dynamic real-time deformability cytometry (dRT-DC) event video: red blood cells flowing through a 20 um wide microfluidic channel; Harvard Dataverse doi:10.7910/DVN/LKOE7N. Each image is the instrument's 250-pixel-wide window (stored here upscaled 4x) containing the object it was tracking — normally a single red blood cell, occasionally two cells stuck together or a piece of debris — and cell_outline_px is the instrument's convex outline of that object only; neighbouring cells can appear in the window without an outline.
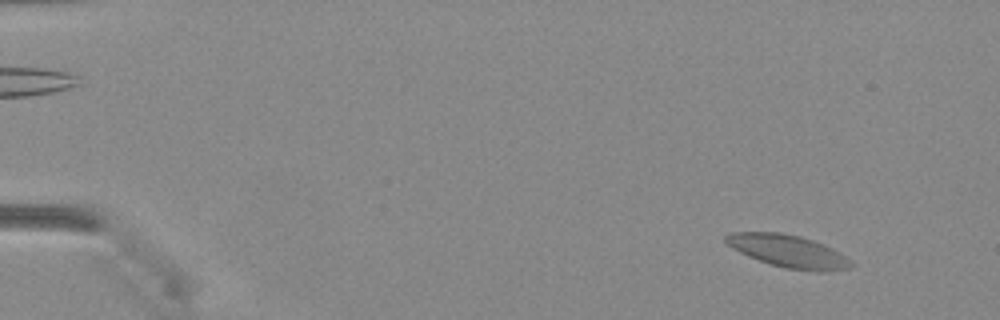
{"species": "Egyptian fruit bat (a non-hibernating species)", "species_latin": "Rousettus aegyptiacus", "temperature_condition": "warm", "stored_images_in_passage": 21, "camera_frame_rate_fps": 3000, "um_per_image_px": 0.085, "animal": {"sex": "female"}, "frame": {"image": 1, "passage_image": 3, "time_ms": 0.667, "image_size_px": [1000, 320], "cell_outline_px": [[852, 268], [820, 272], [784, 268], [748, 256], [732, 248], [724, 240], [724, 236], [728, 232], [780, 232], [800, 236], [824, 244], [840, 252], [852, 264]], "centroid_in_image_um": [66.98, 21.34], "position_along_channel_um": 18.0, "area_um2": 23.64}}
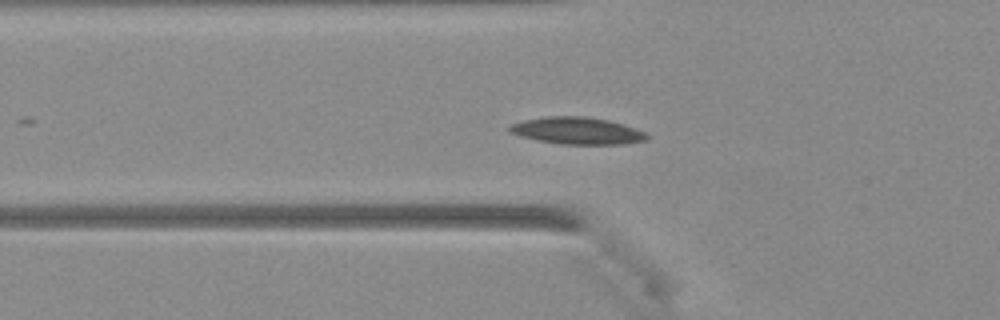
{"frame": {"image": 2, "passage_image": 16, "time_ms": 5.0, "image_size_px": [1000, 320], "cell_outline_px": [[648, 140], [624, 144], [560, 144], [536, 140], [520, 136], [508, 132], [508, 124], [524, 120], [544, 116], [584, 116], [608, 120], [636, 128], [644, 132], [648, 136]], "centroid_in_image_um": [49.01, 11.11], "position_along_channel_um": 76.8, "area_um2": 21.79}}